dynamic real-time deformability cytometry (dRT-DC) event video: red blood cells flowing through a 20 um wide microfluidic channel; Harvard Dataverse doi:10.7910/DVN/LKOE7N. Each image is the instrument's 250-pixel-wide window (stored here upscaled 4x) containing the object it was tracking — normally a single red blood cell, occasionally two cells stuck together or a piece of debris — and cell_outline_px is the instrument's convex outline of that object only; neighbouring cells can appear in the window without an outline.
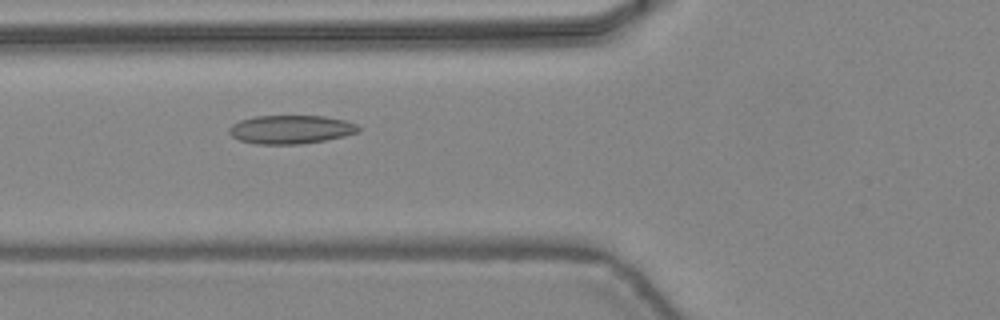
{"species": "common noctule bat (a hibernating species)", "species_latin": "Nyctalus noctula", "temperature_condition": "warm", "stored_images_in_passage": 31, "camera_frame_rate_fps": 3000, "um_per_image_px": 0.085, "animal": {"sex": "female", "body_mass_g": 24.6, "forearm_length_mm": 56.2}, "frame": {"image": 1, "passage_image": 7, "time_ms": 2.0, "image_size_px": [1000, 320], "cell_outline_px": [[360, 132], [344, 136], [324, 140], [300, 144], [256, 144], [240, 140], [232, 136], [228, 132], [228, 128], [232, 124], [240, 120], [256, 116], [324, 116], [344, 120], [356, 124], [360, 128]], "centroid_in_image_um": [24.71, 11.0], "position_along_channel_um": 101.1, "area_um2": 21.5}}
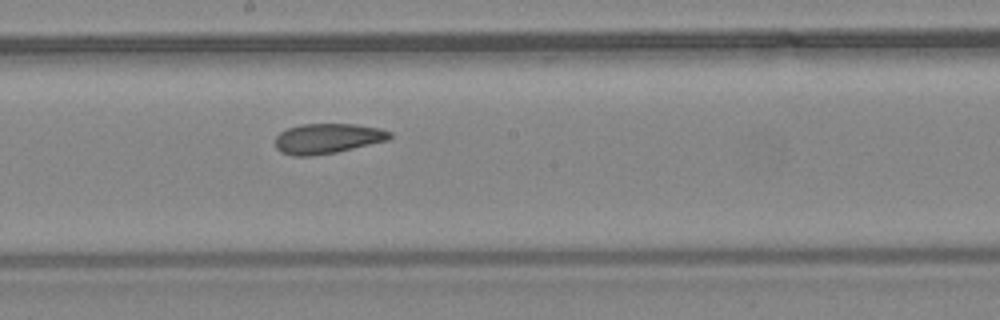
{"frame": {"image": 2, "passage_image": 15, "time_ms": 4.667, "image_size_px": [1000, 320], "cell_outline_px": [[392, 136], [388, 140], [336, 152], [312, 156], [292, 156], [280, 152], [276, 148], [276, 136], [280, 132], [288, 128], [300, 124], [356, 124], [380, 128], [392, 132]], "centroid_in_image_um": [27.83, 11.77], "position_along_channel_um": 220.4, "area_um2": 20.17}}
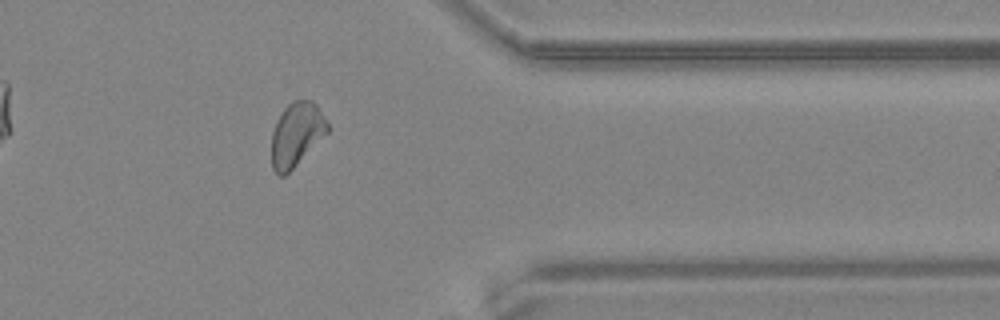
{"frame": {"image": 3, "passage_image": 27, "time_ms": 8.667, "image_size_px": [1000, 320], "cell_outline_px": [[328, 132], [284, 176], [280, 176], [272, 168], [272, 132], [276, 120], [284, 108], [288, 104], [296, 100], [312, 100], [316, 104], [328, 124]], "centroid_in_image_um": [25.18, 11.4], "position_along_channel_um": 386.2, "area_um2": 20.4}, "authors_computed_cell_mechanics": {"area_um2": 20.6924, "velocity_mm_per_s": 4.4511, "shape_relaxation_time_tau1_ms": null, "shape_relaxation_time_tau2_ms": 2.882, "deformation_change_tau1": null, "deformation_change_tau2": 0.1016}}